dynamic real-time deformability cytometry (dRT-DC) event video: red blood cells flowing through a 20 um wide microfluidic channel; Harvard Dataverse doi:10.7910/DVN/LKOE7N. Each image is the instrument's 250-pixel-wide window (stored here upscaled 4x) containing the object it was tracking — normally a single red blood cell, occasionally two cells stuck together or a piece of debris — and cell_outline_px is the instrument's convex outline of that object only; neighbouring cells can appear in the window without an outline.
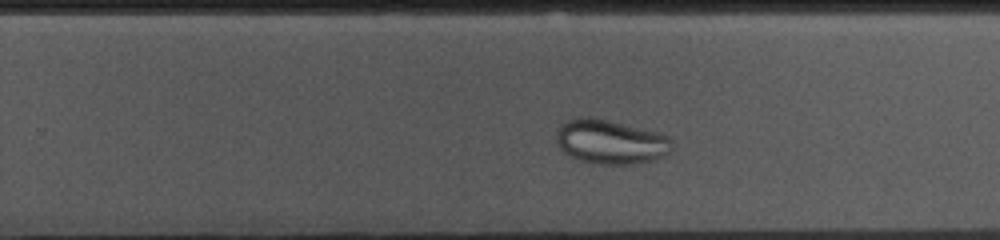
{"species": "common noctule bat (a hibernating species)", "species_latin": "Nyctalus noctula", "temperature_condition": "cold", "stored_images_in_passage": 36, "camera_frame_rate_fps": 3000, "um_per_image_px": 0.085, "animal": {"sex": "female", "body_mass_g": 10.0, "forearm_length_mm": 53.1}, "frame": {"image": 1, "passage_image": 26, "time_ms": 8.333, "image_size_px": [1000, 240], "cell_outline_px": [[672, 148], [668, 152], [652, 160], [632, 164], [596, 164], [576, 160], [564, 152], [556, 144], [556, 132], [560, 124], [568, 120], [580, 116], [592, 116], [656, 132], [668, 136], [672, 140]], "centroid_in_image_um": [51.83, 12.05], "position_along_channel_um": 278.0, "area_um2": 29.94}}